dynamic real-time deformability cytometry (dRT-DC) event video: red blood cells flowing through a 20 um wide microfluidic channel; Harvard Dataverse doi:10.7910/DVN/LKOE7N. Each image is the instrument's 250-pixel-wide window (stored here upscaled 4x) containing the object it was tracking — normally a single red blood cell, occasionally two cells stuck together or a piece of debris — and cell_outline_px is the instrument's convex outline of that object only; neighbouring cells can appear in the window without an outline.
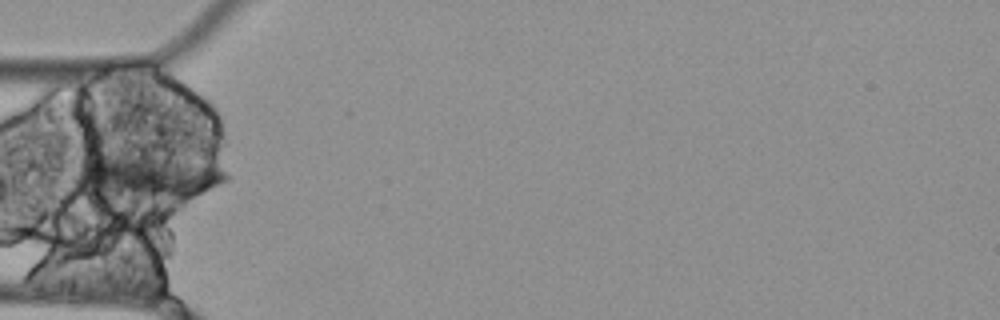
{"species": "Egyptian fruit bat (a non-hibernating species)", "species_latin": "Rousettus aegyptiacus", "temperature_condition": "cold", "stored_images_in_passage": 6, "segment_of_instrument_passage": [1, 2], "camera_frame_rate_fps": 3000, "um_per_image_px": 0.085, "animal": {"sex": "female"}, "frame": {"image": 1, "passage_image": 2, "time_ms": 0.333, "image_size_px": [1000, 320], "cell_outline_px": [[232, 176], [228, 180], [184, 200], [172, 200], [96, 196], [72, 176], [72, 168], [80, 160], [104, 156], [136, 156], [200, 164], [216, 168]], "centroid_in_image_um": [12.4, 15.09], "position_along_channel_um": 72.6, "area_um2": 37.86}}